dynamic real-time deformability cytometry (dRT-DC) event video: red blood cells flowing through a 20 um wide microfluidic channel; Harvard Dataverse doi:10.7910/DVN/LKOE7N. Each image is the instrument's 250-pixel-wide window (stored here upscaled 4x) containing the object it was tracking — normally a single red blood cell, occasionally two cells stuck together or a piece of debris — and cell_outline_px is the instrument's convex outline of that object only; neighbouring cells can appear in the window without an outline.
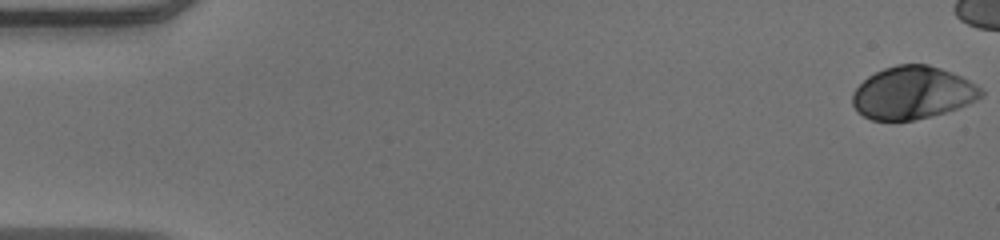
{"species": "human", "species_latin": "Homo sapiens", "temperature_condition": "warm", "stored_images_in_passage": 44, "camera_frame_rate_fps": 3000, "um_per_image_px": 0.085, "donor": {"sex": "male"}, "frame": {"image": 1, "passage_image": 1, "time_ms": 0.0, "image_size_px": [1000, 240], "cell_outline_px": [[984, 96], [976, 100], [956, 108], [944, 112], [912, 120], [872, 120], [856, 112], [852, 104], [852, 92], [868, 76], [884, 68], [896, 64], [928, 64], [940, 68], [960, 76], [968, 80], [980, 88], [984, 92]], "centroid_in_image_um": [77.53, 7.88], "position_along_channel_um": 7.5, "area_um2": 39.19}}
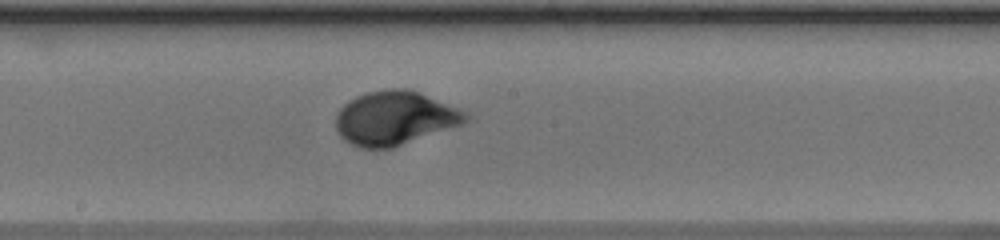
{"frame": {"image": 2, "passage_image": 29, "time_ms": 9.333, "image_size_px": [1000, 240], "cell_outline_px": [[468, 120], [460, 124], [392, 148], [360, 148], [344, 140], [340, 136], [336, 128], [336, 112], [348, 100], [356, 96], [368, 92], [388, 88], [408, 88], [456, 108], [464, 112], [468, 116]], "centroid_in_image_um": [33.47, 10.03], "position_along_channel_um": 214.7, "area_um2": 40.17}}
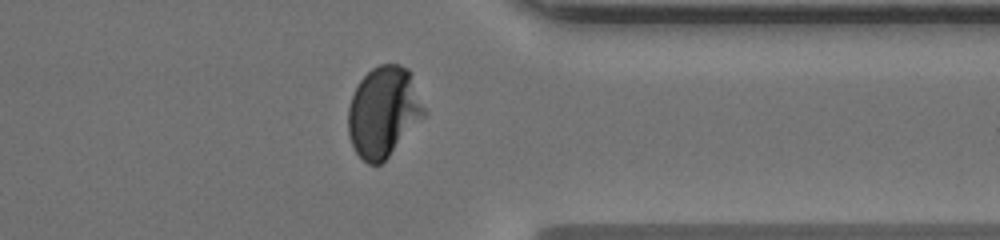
{"frame": {"image": 3, "passage_image": 42, "time_ms": 13.667, "image_size_px": [1000, 240], "cell_outline_px": [[428, 112], [388, 156], [380, 164], [368, 164], [356, 152], [348, 136], [348, 108], [352, 96], [360, 80], [372, 68], [380, 64], [400, 64], [408, 68]], "centroid_in_image_um": [32.61, 9.48], "position_along_channel_um": 378.8, "area_um2": 39.88}}